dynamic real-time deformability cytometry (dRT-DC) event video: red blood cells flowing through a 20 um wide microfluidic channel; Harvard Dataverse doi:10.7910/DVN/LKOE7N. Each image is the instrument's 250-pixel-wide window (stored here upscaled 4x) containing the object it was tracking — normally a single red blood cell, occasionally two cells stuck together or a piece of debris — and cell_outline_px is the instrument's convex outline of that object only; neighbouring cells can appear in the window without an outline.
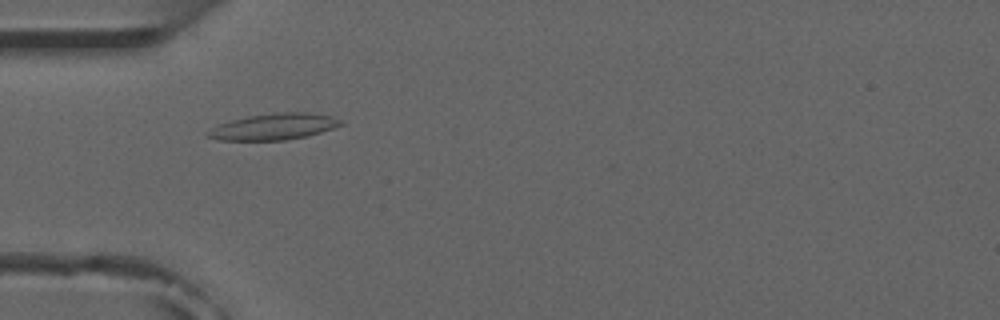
{"species": "common noctule bat (a hibernating species)", "species_latin": "Nyctalus noctula", "temperature_condition": "room temperature", "stored_images_in_passage": 5, "camera_frame_rate_fps": 3000, "um_per_image_px": 0.085, "animal": {"sex": "male", "forearm_length_mm": 52.5}, "frame": {"image": 1, "passage_image": 4, "time_ms": 4.667, "image_size_px": [1000, 320], "cell_outline_px": [[344, 124], [308, 136], [284, 140], [220, 140], [204, 136], [204, 132], [220, 124], [232, 120], [248, 116], [276, 112], [308, 112], [332, 116], [344, 120]], "centroid_in_image_um": [23.29, 10.76], "position_along_channel_um": 61.7, "area_um2": 20.46}}
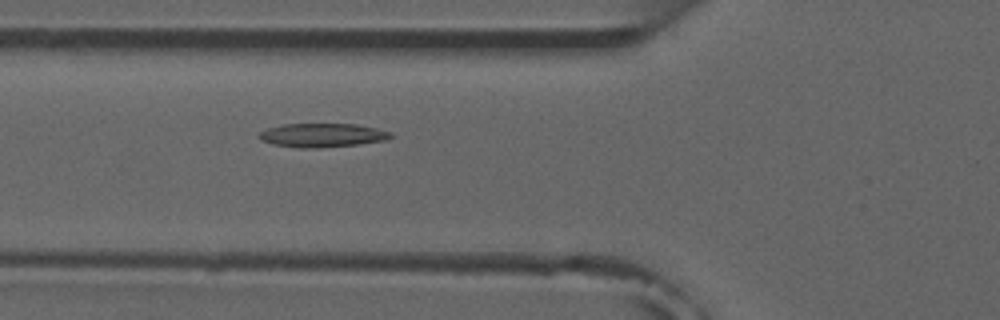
{"frame": {"image": 2, "passage_image": 5, "time_ms": 5.667, "image_size_px": [1000, 320], "cell_outline_px": [[392, 136], [388, 140], [356, 144], [316, 148], [300, 148], [272, 144], [256, 136], [260, 132], [268, 128], [284, 124], [356, 124], [376, 128], [392, 132]], "centroid_in_image_um": [27.41, 11.49], "position_along_channel_um": 98.4, "area_um2": 18.15}}